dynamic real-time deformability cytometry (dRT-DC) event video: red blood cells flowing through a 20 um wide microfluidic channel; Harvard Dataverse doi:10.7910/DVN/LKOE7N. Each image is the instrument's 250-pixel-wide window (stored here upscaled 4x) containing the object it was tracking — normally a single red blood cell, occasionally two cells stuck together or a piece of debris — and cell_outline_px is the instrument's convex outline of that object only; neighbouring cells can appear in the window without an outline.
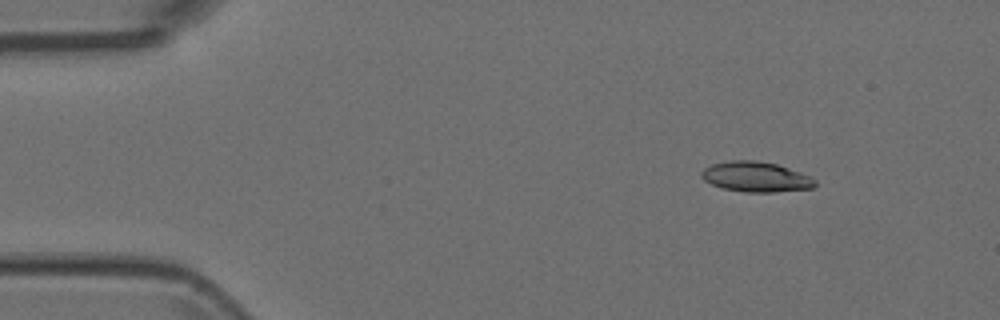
{"species": "Egyptian fruit bat (a non-hibernating species)", "species_latin": "Rousettus aegyptiacus", "temperature_condition": "room temperature", "stored_images_in_passage": 4, "camera_frame_rate_fps": 3000, "um_per_image_px": 0.085, "animal": {"sex": "female"}, "frame": {"image": 1, "passage_image": 1, "time_ms": 0.0, "image_size_px": [1000, 320], "cell_outline_px": [[816, 184], [812, 188], [776, 192], [744, 192], [724, 188], [712, 184], [704, 180], [700, 176], [700, 172], [704, 168], [712, 164], [732, 160], [756, 160], [776, 164], [800, 172], [816, 180]], "centroid_in_image_um": [64.23, 15.03], "position_along_channel_um": 20.8, "area_um2": 19.88}}